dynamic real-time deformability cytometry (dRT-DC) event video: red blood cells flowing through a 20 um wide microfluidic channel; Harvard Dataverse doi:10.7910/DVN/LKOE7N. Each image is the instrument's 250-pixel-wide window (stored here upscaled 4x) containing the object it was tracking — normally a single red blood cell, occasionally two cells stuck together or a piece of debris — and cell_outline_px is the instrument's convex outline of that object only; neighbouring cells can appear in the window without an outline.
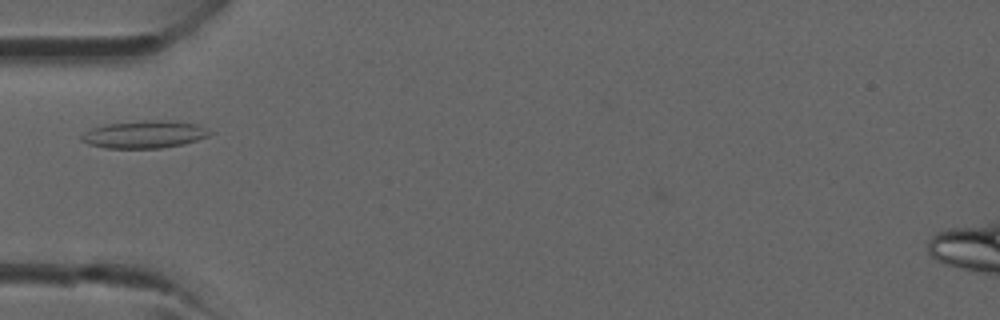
{"species": "common noctule bat (a hibernating species)", "species_latin": "Nyctalus noctula", "temperature_condition": "room temperature", "stored_images_in_passage": 24, "camera_frame_rate_fps": 3000, "um_per_image_px": 0.085, "animal": {"sex": "male", "forearm_length_mm": 52.5}, "frame": {"image": 1, "passage_image": 2, "time_ms": 0.333, "image_size_px": [1000, 320], "cell_outline_px": [[216, 132], [208, 136], [184, 144], [160, 148], [104, 148], [88, 144], [80, 140], [80, 136], [92, 128], [108, 124], [152, 120], [164, 120], [196, 124]], "centroid_in_image_um": [12.3, 11.43], "position_along_channel_um": 72.7, "area_um2": 20.4}}
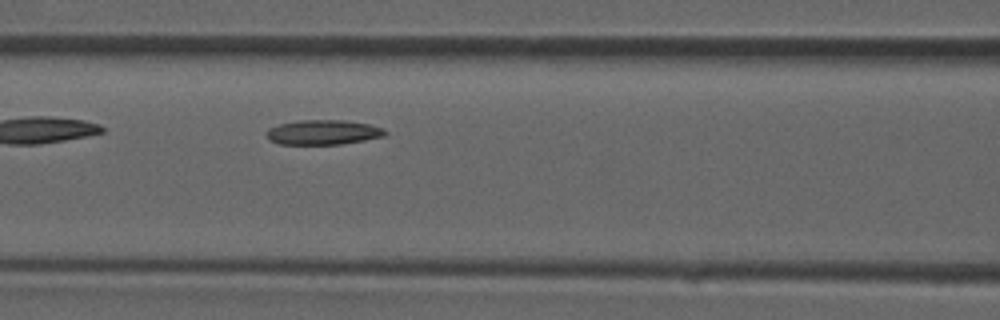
{"frame": {"image": 2, "passage_image": 6, "time_ms": 1.667, "image_size_px": [1000, 320], "cell_outline_px": [[388, 132], [384, 136], [364, 140], [340, 144], [280, 144], [268, 140], [264, 132], [268, 128], [280, 124], [300, 120], [344, 120], [368, 124], [384, 128]], "centroid_in_image_um": [27.44, 11.24], "position_along_channel_um": 139.2, "area_um2": 17.17}}
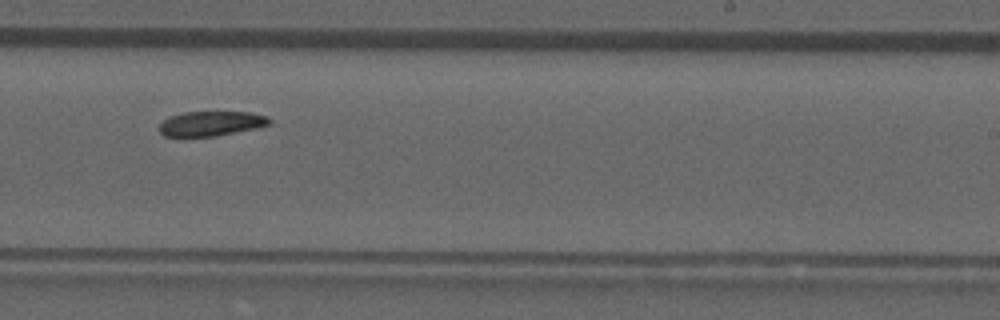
{"frame": {"image": 3, "passage_image": 14, "time_ms": 4.333, "image_size_px": [1000, 320], "cell_outline_px": [[272, 120], [268, 124], [256, 128], [216, 136], [164, 136], [160, 132], [160, 124], [168, 116], [180, 112], [252, 112], [268, 116]], "centroid_in_image_um": [17.94, 10.49], "position_along_channel_um": 271.1, "area_um2": 15.9}}